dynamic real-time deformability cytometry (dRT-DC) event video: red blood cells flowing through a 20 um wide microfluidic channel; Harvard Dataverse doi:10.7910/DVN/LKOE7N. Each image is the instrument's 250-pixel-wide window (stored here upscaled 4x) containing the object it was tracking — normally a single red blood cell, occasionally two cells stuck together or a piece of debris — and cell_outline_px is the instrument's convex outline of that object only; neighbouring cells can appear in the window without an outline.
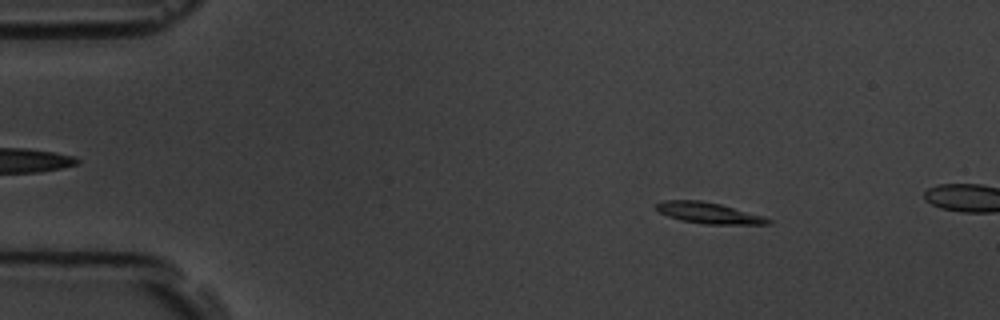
{"species": "common noctule bat (a hibernating species)", "species_latin": "Nyctalus noctula", "temperature_condition": "room temperature", "stored_images_in_passage": 3, "camera_frame_rate_fps": 3000, "um_per_image_px": 0.085, "animal": {"sex": "male", "body_mass_g": 19.5, "forearm_length_mm": 54.6}, "frame": {"image": 1, "passage_image": 1, "time_ms": 0.0, "image_size_px": [1000, 320], "cell_outline_px": [[772, 224], [704, 224], [680, 220], [668, 216], [660, 212], [656, 208], [656, 204], [660, 200], [700, 200], [720, 204], [764, 216], [772, 220]], "centroid_in_image_um": [60.23, 18.1], "position_along_channel_um": 24.8, "area_um2": 13.7}}